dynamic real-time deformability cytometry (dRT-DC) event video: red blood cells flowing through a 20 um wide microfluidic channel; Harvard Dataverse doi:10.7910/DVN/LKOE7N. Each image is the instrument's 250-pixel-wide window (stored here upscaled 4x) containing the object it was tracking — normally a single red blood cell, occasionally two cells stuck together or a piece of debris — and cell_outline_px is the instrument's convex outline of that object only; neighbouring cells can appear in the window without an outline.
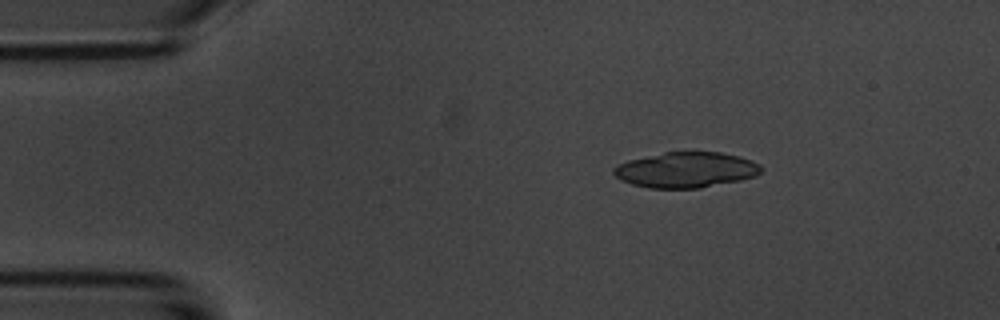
{"species": "common noctule bat (a hibernating species)", "species_latin": "Nyctalus noctula", "temperature_condition": "room temperature", "stored_images_in_passage": 9, "segment_of_instrument_passage": [1, 2], "camera_frame_rate_fps": 3000, "um_per_image_px": 0.085, "animal": {"sex": "male", "body_mass_g": 20.1, "forearm_length_mm": 53.5}, "frame": {"image": 1, "passage_image": 2, "time_ms": 1.0, "image_size_px": [1000, 320], "cell_outline_px": [[764, 168], [756, 176], [740, 180], [700, 188], [648, 188], [632, 184], [620, 180], [612, 172], [612, 168], [628, 160], [664, 152], [720, 152], [740, 156], [752, 160], [760, 164]], "centroid_in_image_um": [58.33, 14.44], "position_along_channel_um": 26.7, "area_um2": 30.63}}